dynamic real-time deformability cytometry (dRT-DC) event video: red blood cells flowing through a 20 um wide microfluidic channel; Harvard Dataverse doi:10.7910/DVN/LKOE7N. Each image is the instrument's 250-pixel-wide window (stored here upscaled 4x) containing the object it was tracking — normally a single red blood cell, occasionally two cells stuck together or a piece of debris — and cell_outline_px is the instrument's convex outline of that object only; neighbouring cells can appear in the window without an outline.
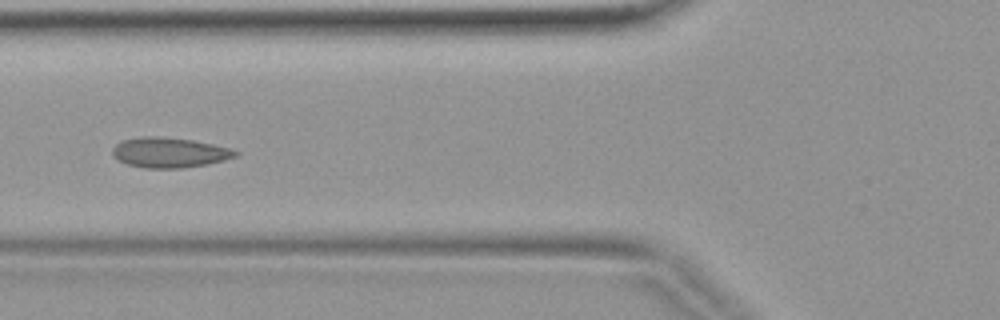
{"species": "common noctule bat (a hibernating species)", "species_latin": "Nyctalus noctula", "temperature_condition": "warm", "stored_images_in_passage": 3, "camera_frame_rate_fps": 3000, "um_per_image_px": 0.085, "animal": {"sex": "female", "body_mass_g": 19.9}, "frame": {"image": 1, "passage_image": 3, "time_ms": 0.667, "image_size_px": [1000, 320], "cell_outline_px": [[240, 156], [208, 164], [180, 168], [144, 168], [128, 164], [112, 156], [112, 148], [120, 140], [140, 136], [160, 136], [192, 140], [232, 148], [240, 152]], "centroid_in_image_um": [14.42, 12.95], "position_along_channel_um": 111.4, "area_um2": 21.85}}